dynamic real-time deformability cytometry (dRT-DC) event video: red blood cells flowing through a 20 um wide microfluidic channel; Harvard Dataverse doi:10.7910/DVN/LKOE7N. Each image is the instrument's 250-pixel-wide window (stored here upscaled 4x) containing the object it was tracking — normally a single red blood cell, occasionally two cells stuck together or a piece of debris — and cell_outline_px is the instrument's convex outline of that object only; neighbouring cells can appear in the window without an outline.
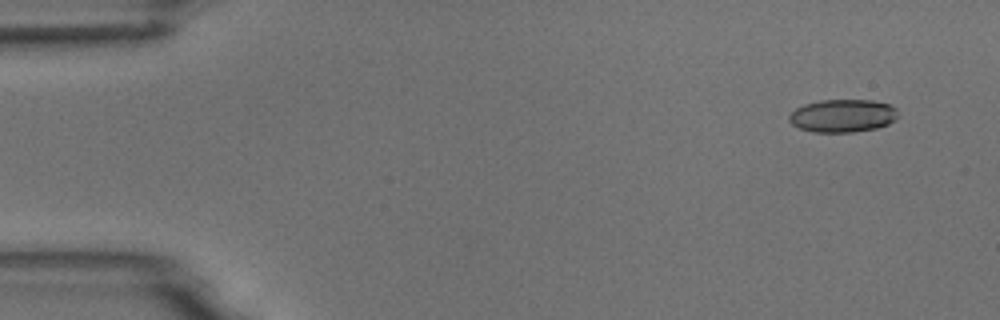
{"species": "common noctule bat (a hibernating species)", "species_latin": "Nyctalus noctula", "temperature_condition": "room temperature", "stored_images_in_passage": 9, "camera_frame_rate_fps": 3000, "um_per_image_px": 0.085, "animal": {"sex": "male", "body_mass_g": 18.8}, "frame": {"image": 1, "passage_image": 2, "time_ms": 1.0, "image_size_px": [1000, 320], "cell_outline_px": [[896, 120], [888, 124], [876, 128], [852, 132], [812, 132], [800, 128], [792, 124], [788, 120], [788, 116], [796, 108], [804, 104], [820, 100], [872, 100], [888, 104], [896, 108]], "centroid_in_image_um": [71.61, 9.84], "position_along_channel_um": 13.4, "area_um2": 20.87}}
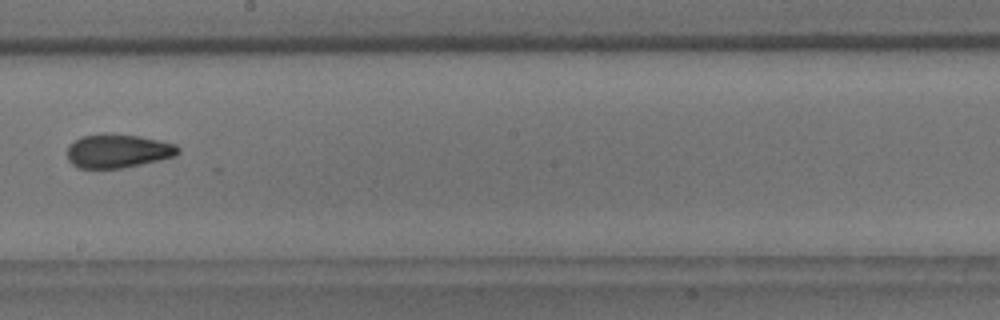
{"frame": {"image": 2, "passage_image": 9, "time_ms": 10.0, "image_size_px": [1000, 320], "cell_outline_px": [[180, 152], [176, 156], [160, 160], [124, 168], [80, 168], [72, 164], [68, 160], [68, 148], [80, 136], [104, 132], [108, 132], [140, 136], [176, 144], [180, 148]], "centroid_in_image_um": [10.05, 12.82], "position_along_channel_um": 238.2, "area_um2": 22.08}}